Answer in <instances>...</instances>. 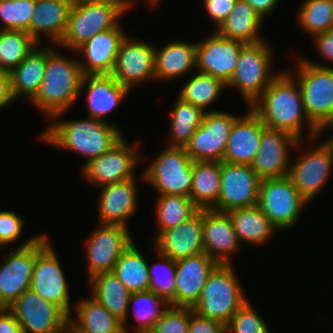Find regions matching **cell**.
Listing matches in <instances>:
<instances>
[{"mask_svg":"<svg viewBox=\"0 0 333 333\" xmlns=\"http://www.w3.org/2000/svg\"><path fill=\"white\" fill-rule=\"evenodd\" d=\"M248 108L246 115H238L234 121L223 156L224 162L251 165L259 150L262 132L266 127L258 115Z\"/></svg>","mask_w":333,"mask_h":333,"instance_id":"obj_27","label":"cell"},{"mask_svg":"<svg viewBox=\"0 0 333 333\" xmlns=\"http://www.w3.org/2000/svg\"><path fill=\"white\" fill-rule=\"evenodd\" d=\"M264 41L242 45L236 70L226 85L238 89L247 106L252 105L282 71L271 72L273 48Z\"/></svg>","mask_w":333,"mask_h":333,"instance_id":"obj_7","label":"cell"},{"mask_svg":"<svg viewBox=\"0 0 333 333\" xmlns=\"http://www.w3.org/2000/svg\"><path fill=\"white\" fill-rule=\"evenodd\" d=\"M83 76L77 58L75 60L67 58L52 44L47 45L44 77L39 92L31 103L46 118H60L81 96Z\"/></svg>","mask_w":333,"mask_h":333,"instance_id":"obj_3","label":"cell"},{"mask_svg":"<svg viewBox=\"0 0 333 333\" xmlns=\"http://www.w3.org/2000/svg\"><path fill=\"white\" fill-rule=\"evenodd\" d=\"M237 0H202V3L216 29L227 18Z\"/></svg>","mask_w":333,"mask_h":333,"instance_id":"obj_49","label":"cell"},{"mask_svg":"<svg viewBox=\"0 0 333 333\" xmlns=\"http://www.w3.org/2000/svg\"><path fill=\"white\" fill-rule=\"evenodd\" d=\"M136 178L101 186L98 199V224L121 225L128 228V220L137 212Z\"/></svg>","mask_w":333,"mask_h":333,"instance_id":"obj_21","label":"cell"},{"mask_svg":"<svg viewBox=\"0 0 333 333\" xmlns=\"http://www.w3.org/2000/svg\"><path fill=\"white\" fill-rule=\"evenodd\" d=\"M22 333H61L69 317L32 289L24 291L9 307Z\"/></svg>","mask_w":333,"mask_h":333,"instance_id":"obj_14","label":"cell"},{"mask_svg":"<svg viewBox=\"0 0 333 333\" xmlns=\"http://www.w3.org/2000/svg\"><path fill=\"white\" fill-rule=\"evenodd\" d=\"M61 333H76L69 325Z\"/></svg>","mask_w":333,"mask_h":333,"instance_id":"obj_58","label":"cell"},{"mask_svg":"<svg viewBox=\"0 0 333 333\" xmlns=\"http://www.w3.org/2000/svg\"><path fill=\"white\" fill-rule=\"evenodd\" d=\"M218 263L205 252L176 261L175 306L192 308Z\"/></svg>","mask_w":333,"mask_h":333,"instance_id":"obj_24","label":"cell"},{"mask_svg":"<svg viewBox=\"0 0 333 333\" xmlns=\"http://www.w3.org/2000/svg\"><path fill=\"white\" fill-rule=\"evenodd\" d=\"M202 220L203 209H199L177 227L163 231L153 240V248L175 261L204 252Z\"/></svg>","mask_w":333,"mask_h":333,"instance_id":"obj_23","label":"cell"},{"mask_svg":"<svg viewBox=\"0 0 333 333\" xmlns=\"http://www.w3.org/2000/svg\"><path fill=\"white\" fill-rule=\"evenodd\" d=\"M148 264L133 241L119 257L113 272L131 293L147 291L150 283Z\"/></svg>","mask_w":333,"mask_h":333,"instance_id":"obj_36","label":"cell"},{"mask_svg":"<svg viewBox=\"0 0 333 333\" xmlns=\"http://www.w3.org/2000/svg\"><path fill=\"white\" fill-rule=\"evenodd\" d=\"M72 0H36L34 14L26 31L38 44L42 35L57 45L62 39L72 7Z\"/></svg>","mask_w":333,"mask_h":333,"instance_id":"obj_28","label":"cell"},{"mask_svg":"<svg viewBox=\"0 0 333 333\" xmlns=\"http://www.w3.org/2000/svg\"><path fill=\"white\" fill-rule=\"evenodd\" d=\"M324 129L329 130L332 129L333 131V115L331 118L323 125V127L319 130V135L324 132Z\"/></svg>","mask_w":333,"mask_h":333,"instance_id":"obj_55","label":"cell"},{"mask_svg":"<svg viewBox=\"0 0 333 333\" xmlns=\"http://www.w3.org/2000/svg\"><path fill=\"white\" fill-rule=\"evenodd\" d=\"M54 246L49 242L36 256L30 289L58 306L68 317L73 315L69 285Z\"/></svg>","mask_w":333,"mask_h":333,"instance_id":"obj_16","label":"cell"},{"mask_svg":"<svg viewBox=\"0 0 333 333\" xmlns=\"http://www.w3.org/2000/svg\"><path fill=\"white\" fill-rule=\"evenodd\" d=\"M84 89H86L84 100L87 107V117L111 124L114 123L106 120V117L122 103L124 98L128 97V93L131 91L118 83L112 74L84 75L80 93Z\"/></svg>","mask_w":333,"mask_h":333,"instance_id":"obj_22","label":"cell"},{"mask_svg":"<svg viewBox=\"0 0 333 333\" xmlns=\"http://www.w3.org/2000/svg\"><path fill=\"white\" fill-rule=\"evenodd\" d=\"M82 300V301H81ZM72 308L75 312L68 325L76 333H123L122 322L106 310L94 297L81 299Z\"/></svg>","mask_w":333,"mask_h":333,"instance_id":"obj_31","label":"cell"},{"mask_svg":"<svg viewBox=\"0 0 333 333\" xmlns=\"http://www.w3.org/2000/svg\"><path fill=\"white\" fill-rule=\"evenodd\" d=\"M49 242L45 234H36L3 257L0 264V307H9L30 289L35 258Z\"/></svg>","mask_w":333,"mask_h":333,"instance_id":"obj_8","label":"cell"},{"mask_svg":"<svg viewBox=\"0 0 333 333\" xmlns=\"http://www.w3.org/2000/svg\"><path fill=\"white\" fill-rule=\"evenodd\" d=\"M24 220L13 211H0V247L19 240L24 228ZM3 246V247H2Z\"/></svg>","mask_w":333,"mask_h":333,"instance_id":"obj_47","label":"cell"},{"mask_svg":"<svg viewBox=\"0 0 333 333\" xmlns=\"http://www.w3.org/2000/svg\"><path fill=\"white\" fill-rule=\"evenodd\" d=\"M324 142L331 149L333 155V135L332 136L330 135V137H328Z\"/></svg>","mask_w":333,"mask_h":333,"instance_id":"obj_56","label":"cell"},{"mask_svg":"<svg viewBox=\"0 0 333 333\" xmlns=\"http://www.w3.org/2000/svg\"><path fill=\"white\" fill-rule=\"evenodd\" d=\"M188 333H227V330L220 321L201 316L189 308Z\"/></svg>","mask_w":333,"mask_h":333,"instance_id":"obj_48","label":"cell"},{"mask_svg":"<svg viewBox=\"0 0 333 333\" xmlns=\"http://www.w3.org/2000/svg\"><path fill=\"white\" fill-rule=\"evenodd\" d=\"M40 134L49 145L76 152L86 157L82 168L91 160L108 152L125 135L117 124L87 117L85 119L60 120L52 117Z\"/></svg>","mask_w":333,"mask_h":333,"instance_id":"obj_2","label":"cell"},{"mask_svg":"<svg viewBox=\"0 0 333 333\" xmlns=\"http://www.w3.org/2000/svg\"><path fill=\"white\" fill-rule=\"evenodd\" d=\"M243 44L212 32L206 39L196 42V71L211 75L227 85L236 70Z\"/></svg>","mask_w":333,"mask_h":333,"instance_id":"obj_20","label":"cell"},{"mask_svg":"<svg viewBox=\"0 0 333 333\" xmlns=\"http://www.w3.org/2000/svg\"><path fill=\"white\" fill-rule=\"evenodd\" d=\"M303 142L287 132L265 128L250 166L261 180L285 177L292 163L291 148L300 149Z\"/></svg>","mask_w":333,"mask_h":333,"instance_id":"obj_19","label":"cell"},{"mask_svg":"<svg viewBox=\"0 0 333 333\" xmlns=\"http://www.w3.org/2000/svg\"><path fill=\"white\" fill-rule=\"evenodd\" d=\"M46 67V45L35 47L24 60L9 72L13 99L27 98L31 101L42 84Z\"/></svg>","mask_w":333,"mask_h":333,"instance_id":"obj_32","label":"cell"},{"mask_svg":"<svg viewBox=\"0 0 333 333\" xmlns=\"http://www.w3.org/2000/svg\"><path fill=\"white\" fill-rule=\"evenodd\" d=\"M170 111V140L168 146L185 147L192 135L202 124L205 112L180 98L175 99Z\"/></svg>","mask_w":333,"mask_h":333,"instance_id":"obj_37","label":"cell"},{"mask_svg":"<svg viewBox=\"0 0 333 333\" xmlns=\"http://www.w3.org/2000/svg\"><path fill=\"white\" fill-rule=\"evenodd\" d=\"M227 214L232 221L240 245L243 242L257 246L264 245L277 230L257 205L238 208Z\"/></svg>","mask_w":333,"mask_h":333,"instance_id":"obj_34","label":"cell"},{"mask_svg":"<svg viewBox=\"0 0 333 333\" xmlns=\"http://www.w3.org/2000/svg\"><path fill=\"white\" fill-rule=\"evenodd\" d=\"M319 144V145H318ZM314 148L295 159L296 162L291 163L288 176L299 194L306 200L311 202L322 188L329 182L333 169V155L331 149L325 144L318 143Z\"/></svg>","mask_w":333,"mask_h":333,"instance_id":"obj_17","label":"cell"},{"mask_svg":"<svg viewBox=\"0 0 333 333\" xmlns=\"http://www.w3.org/2000/svg\"><path fill=\"white\" fill-rule=\"evenodd\" d=\"M261 178L250 165L221 162L220 194L214 211H229L257 205Z\"/></svg>","mask_w":333,"mask_h":333,"instance_id":"obj_15","label":"cell"},{"mask_svg":"<svg viewBox=\"0 0 333 333\" xmlns=\"http://www.w3.org/2000/svg\"><path fill=\"white\" fill-rule=\"evenodd\" d=\"M139 144L140 141H137L128 145L125 137H123L108 152L91 160L81 168V174L89 182L88 184L95 185L99 189L107 184L136 178L134 175L135 168L139 166L143 157L138 149Z\"/></svg>","mask_w":333,"mask_h":333,"instance_id":"obj_11","label":"cell"},{"mask_svg":"<svg viewBox=\"0 0 333 333\" xmlns=\"http://www.w3.org/2000/svg\"><path fill=\"white\" fill-rule=\"evenodd\" d=\"M143 1H145V3H146V5L148 4V6H155V5H157L158 4V2H160V0H143Z\"/></svg>","mask_w":333,"mask_h":333,"instance_id":"obj_57","label":"cell"},{"mask_svg":"<svg viewBox=\"0 0 333 333\" xmlns=\"http://www.w3.org/2000/svg\"><path fill=\"white\" fill-rule=\"evenodd\" d=\"M155 214L156 235L155 240L163 231L177 227L180 223L192 217L199 208L192 199L181 195H158Z\"/></svg>","mask_w":333,"mask_h":333,"instance_id":"obj_38","label":"cell"},{"mask_svg":"<svg viewBox=\"0 0 333 333\" xmlns=\"http://www.w3.org/2000/svg\"><path fill=\"white\" fill-rule=\"evenodd\" d=\"M192 175L190 198L193 203L199 209H213L220 194L221 162L193 161Z\"/></svg>","mask_w":333,"mask_h":333,"instance_id":"obj_35","label":"cell"},{"mask_svg":"<svg viewBox=\"0 0 333 333\" xmlns=\"http://www.w3.org/2000/svg\"><path fill=\"white\" fill-rule=\"evenodd\" d=\"M0 333H22L16 317L6 307H0Z\"/></svg>","mask_w":333,"mask_h":333,"instance_id":"obj_51","label":"cell"},{"mask_svg":"<svg viewBox=\"0 0 333 333\" xmlns=\"http://www.w3.org/2000/svg\"><path fill=\"white\" fill-rule=\"evenodd\" d=\"M226 111L205 112L202 124L184 147L193 161H223L228 138L235 119Z\"/></svg>","mask_w":333,"mask_h":333,"instance_id":"obj_12","label":"cell"},{"mask_svg":"<svg viewBox=\"0 0 333 333\" xmlns=\"http://www.w3.org/2000/svg\"><path fill=\"white\" fill-rule=\"evenodd\" d=\"M306 204L288 175L261 180L257 206L278 230L293 228Z\"/></svg>","mask_w":333,"mask_h":333,"instance_id":"obj_10","label":"cell"},{"mask_svg":"<svg viewBox=\"0 0 333 333\" xmlns=\"http://www.w3.org/2000/svg\"><path fill=\"white\" fill-rule=\"evenodd\" d=\"M296 19L301 30L311 37L333 29L332 0H305Z\"/></svg>","mask_w":333,"mask_h":333,"instance_id":"obj_42","label":"cell"},{"mask_svg":"<svg viewBox=\"0 0 333 333\" xmlns=\"http://www.w3.org/2000/svg\"><path fill=\"white\" fill-rule=\"evenodd\" d=\"M91 285V296L122 322L123 331L128 333L129 301L131 292L124 286L113 271L94 275L87 280Z\"/></svg>","mask_w":333,"mask_h":333,"instance_id":"obj_30","label":"cell"},{"mask_svg":"<svg viewBox=\"0 0 333 333\" xmlns=\"http://www.w3.org/2000/svg\"><path fill=\"white\" fill-rule=\"evenodd\" d=\"M156 252L161 260L152 266L148 264L149 291L164 298L170 303V306H175L176 261L159 253L157 250Z\"/></svg>","mask_w":333,"mask_h":333,"instance_id":"obj_43","label":"cell"},{"mask_svg":"<svg viewBox=\"0 0 333 333\" xmlns=\"http://www.w3.org/2000/svg\"><path fill=\"white\" fill-rule=\"evenodd\" d=\"M38 45L26 31L0 29V69L10 72Z\"/></svg>","mask_w":333,"mask_h":333,"instance_id":"obj_41","label":"cell"},{"mask_svg":"<svg viewBox=\"0 0 333 333\" xmlns=\"http://www.w3.org/2000/svg\"><path fill=\"white\" fill-rule=\"evenodd\" d=\"M249 301L233 314L226 325L227 333H270L267 323Z\"/></svg>","mask_w":333,"mask_h":333,"instance_id":"obj_45","label":"cell"},{"mask_svg":"<svg viewBox=\"0 0 333 333\" xmlns=\"http://www.w3.org/2000/svg\"><path fill=\"white\" fill-rule=\"evenodd\" d=\"M191 70H196V42L174 40L155 48L156 80L178 79Z\"/></svg>","mask_w":333,"mask_h":333,"instance_id":"obj_29","label":"cell"},{"mask_svg":"<svg viewBox=\"0 0 333 333\" xmlns=\"http://www.w3.org/2000/svg\"><path fill=\"white\" fill-rule=\"evenodd\" d=\"M313 44L325 61L333 63V29L312 37Z\"/></svg>","mask_w":333,"mask_h":333,"instance_id":"obj_50","label":"cell"},{"mask_svg":"<svg viewBox=\"0 0 333 333\" xmlns=\"http://www.w3.org/2000/svg\"><path fill=\"white\" fill-rule=\"evenodd\" d=\"M296 58V73L287 72L300 87L309 121L320 130L333 115V67L303 57Z\"/></svg>","mask_w":333,"mask_h":333,"instance_id":"obj_5","label":"cell"},{"mask_svg":"<svg viewBox=\"0 0 333 333\" xmlns=\"http://www.w3.org/2000/svg\"><path fill=\"white\" fill-rule=\"evenodd\" d=\"M130 228L99 224L86 240L88 279L96 274L113 271L121 254L132 244Z\"/></svg>","mask_w":333,"mask_h":333,"instance_id":"obj_13","label":"cell"},{"mask_svg":"<svg viewBox=\"0 0 333 333\" xmlns=\"http://www.w3.org/2000/svg\"><path fill=\"white\" fill-rule=\"evenodd\" d=\"M189 308L170 306L149 333H188Z\"/></svg>","mask_w":333,"mask_h":333,"instance_id":"obj_46","label":"cell"},{"mask_svg":"<svg viewBox=\"0 0 333 333\" xmlns=\"http://www.w3.org/2000/svg\"><path fill=\"white\" fill-rule=\"evenodd\" d=\"M193 160L184 147L167 146L146 167L142 177L158 195L190 197Z\"/></svg>","mask_w":333,"mask_h":333,"instance_id":"obj_9","label":"cell"},{"mask_svg":"<svg viewBox=\"0 0 333 333\" xmlns=\"http://www.w3.org/2000/svg\"><path fill=\"white\" fill-rule=\"evenodd\" d=\"M249 107L258 115L266 128L284 131L298 140L307 139L306 141L312 143L319 139V130L309 121L305 113L300 87L287 70H282ZM304 126L308 130L307 138L303 136Z\"/></svg>","mask_w":333,"mask_h":333,"instance_id":"obj_1","label":"cell"},{"mask_svg":"<svg viewBox=\"0 0 333 333\" xmlns=\"http://www.w3.org/2000/svg\"><path fill=\"white\" fill-rule=\"evenodd\" d=\"M126 12L123 1L73 3L65 33L55 46L76 51L97 33L116 28Z\"/></svg>","mask_w":333,"mask_h":333,"instance_id":"obj_6","label":"cell"},{"mask_svg":"<svg viewBox=\"0 0 333 333\" xmlns=\"http://www.w3.org/2000/svg\"><path fill=\"white\" fill-rule=\"evenodd\" d=\"M204 252L218 264H232V256L241 248L227 213L203 210Z\"/></svg>","mask_w":333,"mask_h":333,"instance_id":"obj_26","label":"cell"},{"mask_svg":"<svg viewBox=\"0 0 333 333\" xmlns=\"http://www.w3.org/2000/svg\"><path fill=\"white\" fill-rule=\"evenodd\" d=\"M129 37L126 34L121 41L112 76L133 90L138 83L155 79V47L148 41Z\"/></svg>","mask_w":333,"mask_h":333,"instance_id":"obj_18","label":"cell"},{"mask_svg":"<svg viewBox=\"0 0 333 333\" xmlns=\"http://www.w3.org/2000/svg\"><path fill=\"white\" fill-rule=\"evenodd\" d=\"M225 88L226 84L221 80L196 71L186 80L177 98L208 112L207 107L221 96Z\"/></svg>","mask_w":333,"mask_h":333,"instance_id":"obj_40","label":"cell"},{"mask_svg":"<svg viewBox=\"0 0 333 333\" xmlns=\"http://www.w3.org/2000/svg\"><path fill=\"white\" fill-rule=\"evenodd\" d=\"M14 101L10 89L9 72L0 69V110L9 106Z\"/></svg>","mask_w":333,"mask_h":333,"instance_id":"obj_52","label":"cell"},{"mask_svg":"<svg viewBox=\"0 0 333 333\" xmlns=\"http://www.w3.org/2000/svg\"><path fill=\"white\" fill-rule=\"evenodd\" d=\"M264 20L246 0H237L227 18L215 30L220 36L242 43L260 42Z\"/></svg>","mask_w":333,"mask_h":333,"instance_id":"obj_33","label":"cell"},{"mask_svg":"<svg viewBox=\"0 0 333 333\" xmlns=\"http://www.w3.org/2000/svg\"><path fill=\"white\" fill-rule=\"evenodd\" d=\"M123 28L119 24L116 28L97 33L74 51L77 56L83 55V60H78L84 75L112 74L119 46L127 34Z\"/></svg>","mask_w":333,"mask_h":333,"instance_id":"obj_25","label":"cell"},{"mask_svg":"<svg viewBox=\"0 0 333 333\" xmlns=\"http://www.w3.org/2000/svg\"><path fill=\"white\" fill-rule=\"evenodd\" d=\"M36 0H0L2 30L27 31L34 14Z\"/></svg>","mask_w":333,"mask_h":333,"instance_id":"obj_44","label":"cell"},{"mask_svg":"<svg viewBox=\"0 0 333 333\" xmlns=\"http://www.w3.org/2000/svg\"><path fill=\"white\" fill-rule=\"evenodd\" d=\"M254 11L264 20L265 16L274 13L280 0H246Z\"/></svg>","mask_w":333,"mask_h":333,"instance_id":"obj_53","label":"cell"},{"mask_svg":"<svg viewBox=\"0 0 333 333\" xmlns=\"http://www.w3.org/2000/svg\"><path fill=\"white\" fill-rule=\"evenodd\" d=\"M234 270L233 263L218 264L209 274L192 310L227 325L233 314L248 299Z\"/></svg>","mask_w":333,"mask_h":333,"instance_id":"obj_4","label":"cell"},{"mask_svg":"<svg viewBox=\"0 0 333 333\" xmlns=\"http://www.w3.org/2000/svg\"><path fill=\"white\" fill-rule=\"evenodd\" d=\"M106 1H123L125 10L129 11L134 7V0H72L73 3H93V2H106Z\"/></svg>","mask_w":333,"mask_h":333,"instance_id":"obj_54","label":"cell"},{"mask_svg":"<svg viewBox=\"0 0 333 333\" xmlns=\"http://www.w3.org/2000/svg\"><path fill=\"white\" fill-rule=\"evenodd\" d=\"M169 307L170 303L149 290L131 293L128 308H132L136 320L131 326L133 332L149 333Z\"/></svg>","mask_w":333,"mask_h":333,"instance_id":"obj_39","label":"cell"}]
</instances>
